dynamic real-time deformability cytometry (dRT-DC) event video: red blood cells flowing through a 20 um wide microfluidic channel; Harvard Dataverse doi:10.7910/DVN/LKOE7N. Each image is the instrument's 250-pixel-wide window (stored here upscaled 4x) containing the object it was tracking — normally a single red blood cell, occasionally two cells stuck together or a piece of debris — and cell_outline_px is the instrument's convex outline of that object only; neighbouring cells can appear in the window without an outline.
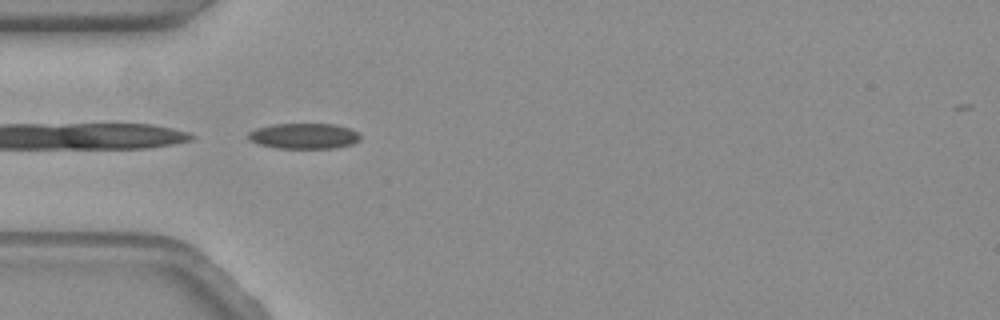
{"species": "common noctule bat (a hibernating species)", "species_latin": "Nyctalus noctula", "temperature_condition": "warm", "stored_images_in_passage": 4, "camera_frame_rate_fps": 3000, "um_per_image_px": 0.085, "animal": {"sex": "female", "body_mass_g": 19.3, "forearm_length_mm": 54.1}, "frame": {"image": 1, "passage_image": 1, "time_ms": 0.0, "image_size_px": [1000, 320], "cell_outline_px": [[360, 140], [352, 144], [336, 148], [276, 148], [260, 144], [248, 140], [248, 132], [256, 128], [272, 124], [332, 124], [348, 128], [356, 132], [360, 136]], "centroid_in_image_um": [25.81, 11.56], "position_along_channel_um": 59.2, "area_um2": 16.65}}